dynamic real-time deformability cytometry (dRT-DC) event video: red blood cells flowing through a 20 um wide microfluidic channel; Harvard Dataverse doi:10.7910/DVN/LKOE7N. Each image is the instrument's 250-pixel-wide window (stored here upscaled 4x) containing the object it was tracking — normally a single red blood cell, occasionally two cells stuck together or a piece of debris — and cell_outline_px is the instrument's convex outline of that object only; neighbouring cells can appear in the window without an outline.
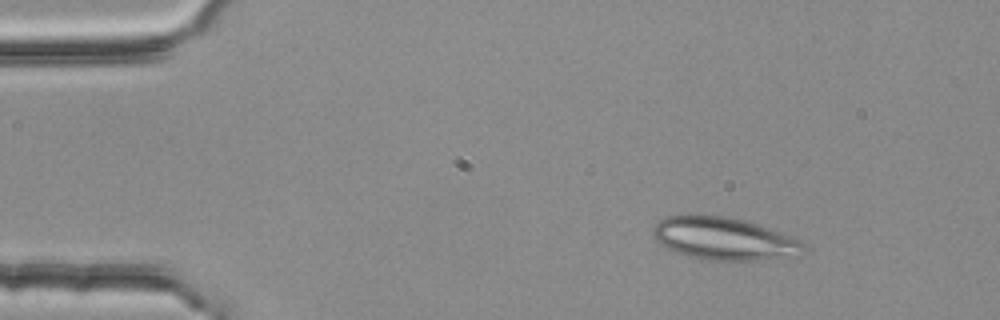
{"species": "common noctule bat (a hibernating species)", "species_latin": "Nyctalus noctula", "temperature_condition": "room temperature", "stored_images_in_passage": 2, "camera_frame_rate_fps": 3000, "um_per_image_px": 0.085, "animal": {"sex": "female", "body_mass_g": 25.1}, "frame": {"image": 1, "passage_image": 1, "time_ms": 0.0, "image_size_px": [1000, 320], "cell_outline_px": [[804, 252], [800, 256], [756, 260], [700, 260], [676, 252], [660, 244], [656, 240], [652, 232], [652, 228], [660, 220], [668, 216], [732, 216], [768, 228], [800, 240], [804, 244]], "centroid_in_image_um": [61.55, 20.3], "position_along_channel_um": 23.5, "area_um2": 37.17}}